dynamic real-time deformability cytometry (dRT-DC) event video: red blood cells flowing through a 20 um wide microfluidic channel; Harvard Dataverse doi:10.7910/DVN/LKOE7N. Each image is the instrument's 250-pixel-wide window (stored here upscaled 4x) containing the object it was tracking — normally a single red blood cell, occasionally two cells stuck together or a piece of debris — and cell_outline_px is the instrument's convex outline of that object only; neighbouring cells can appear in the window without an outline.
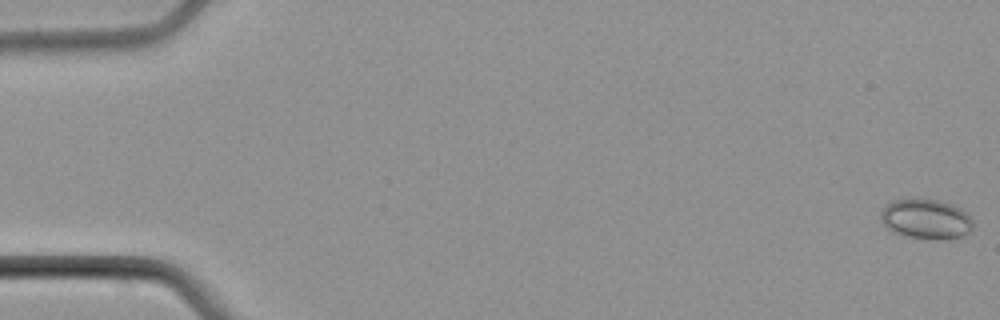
{"species": "common noctule bat (a hibernating species)", "species_latin": "Nyctalus noctula", "temperature_condition": "cold", "stored_images_in_passage": 7, "camera_frame_rate_fps": 3000, "um_per_image_px": 0.085, "animal": {"sex": "male", "body_mass_g": 21.5, "forearm_length_mm": 52.0}, "frame": {"image": 1, "passage_image": 1, "time_ms": 0.0, "image_size_px": [1000, 320], "cell_outline_px": [[972, 228], [964, 236], [944, 240], [936, 240], [904, 236], [892, 232], [880, 220], [880, 212], [892, 200], [908, 196], [916, 196], [940, 200], [952, 204], [960, 208], [972, 216]], "centroid_in_image_um": [78.7, 18.58], "position_along_channel_um": 6.3, "area_um2": 22.37}}
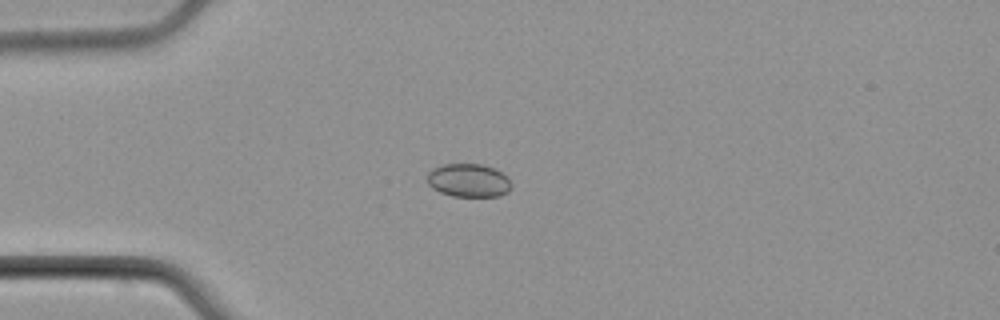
{"frame": {"image": 2, "passage_image": 5, "time_ms": 5.0, "image_size_px": [1000, 320], "cell_outline_px": [[512, 188], [508, 192], [500, 196], [452, 196], [440, 192], [432, 188], [428, 184], [428, 172], [432, 168], [444, 164], [484, 164], [496, 168], [508, 176], [512, 184]], "centroid_in_image_um": [39.87, 15.33], "position_along_channel_um": 45.1, "area_um2": 16.65}}
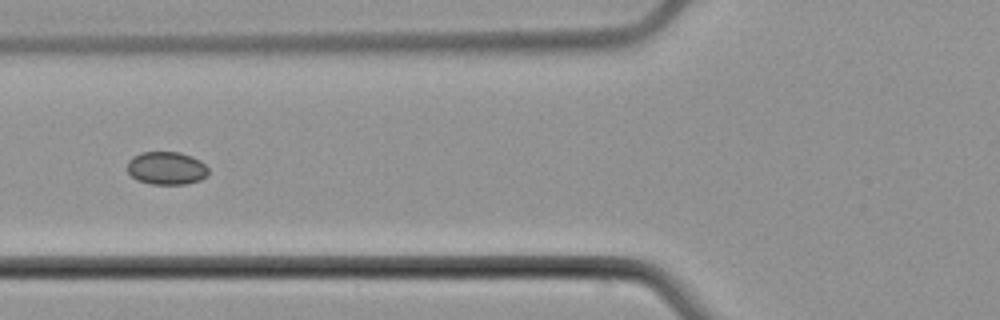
{"frame": {"image": 3, "passage_image": 7, "time_ms": 7.333, "image_size_px": [1000, 320], "cell_outline_px": [[208, 176], [200, 180], [184, 184], [152, 184], [136, 180], [128, 172], [128, 160], [132, 156], [140, 152], [180, 152], [192, 156], [200, 160], [208, 168]], "centroid_in_image_um": [14.15, 14.29], "position_along_channel_um": 111.6, "area_um2": 15.72}}